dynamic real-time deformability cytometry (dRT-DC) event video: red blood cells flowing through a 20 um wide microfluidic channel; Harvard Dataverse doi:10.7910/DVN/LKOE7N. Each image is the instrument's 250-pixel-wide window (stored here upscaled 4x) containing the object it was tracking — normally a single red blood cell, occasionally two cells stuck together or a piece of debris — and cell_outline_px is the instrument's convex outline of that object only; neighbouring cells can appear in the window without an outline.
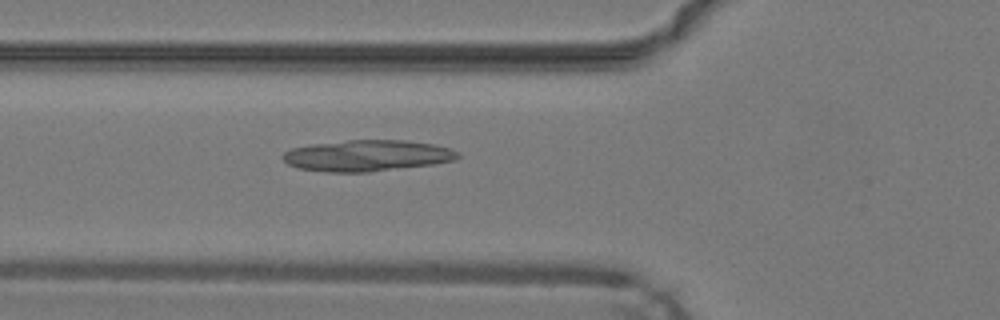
{"species": "common noctule bat (a hibernating species)", "species_latin": "Nyctalus noctula", "temperature_condition": "warm", "stored_images_in_passage": 48, "camera_frame_rate_fps": 3000, "um_per_image_px": 0.085, "animal": {"sex": "male", "body_mass_g": 19.2, "forearm_length_mm": 51.8}, "frame": {"image": 1, "passage_image": 18, "time_ms": 5.667, "image_size_px": [1000, 320], "cell_outline_px": [[460, 156], [456, 160], [432, 164], [368, 172], [328, 172], [296, 168], [288, 164], [280, 156], [284, 152], [292, 148], [312, 144], [348, 140], [404, 140], [436, 144], [460, 152]], "centroid_in_image_um": [31.2, 13.22], "position_along_channel_um": 94.6, "area_um2": 31.91}}
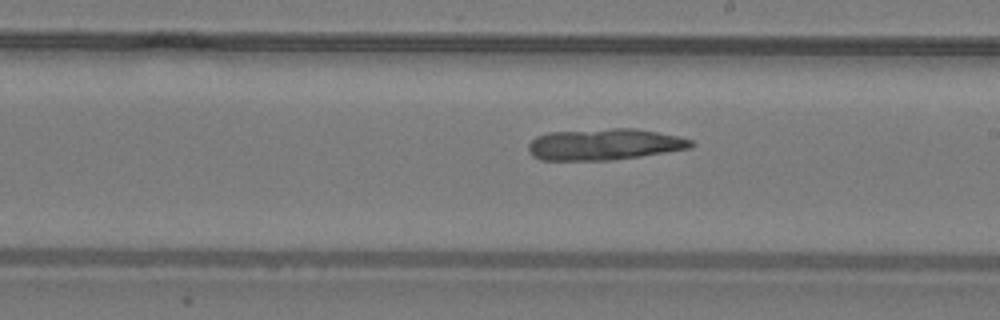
{"frame": {"image": 2, "passage_image": 28, "time_ms": 9.0, "image_size_px": [1000, 320], "cell_outline_px": [[696, 144], [692, 148], [640, 156], [612, 160], [540, 160], [532, 156], [528, 148], [528, 144], [536, 136], [548, 132], [612, 128], [636, 128], [680, 136], [692, 140]], "centroid_in_image_um": [51.39, 12.26], "position_along_channel_um": 237.6, "area_um2": 30.0}}
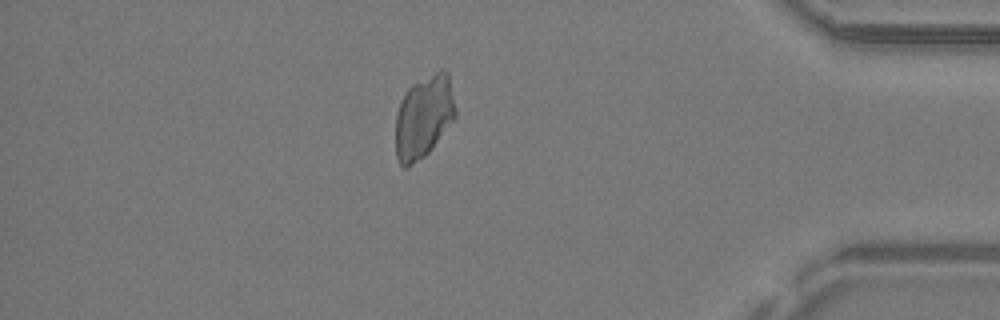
{"frame": {"image": 3, "passage_image": 42, "time_ms": 13.667, "image_size_px": [1000, 320], "cell_outline_px": [[456, 116], [432, 148], [424, 156], [408, 168], [404, 168], [400, 164], [396, 156], [396, 112], [400, 100], [404, 92], [412, 84], [440, 68], [444, 68], [448, 72], [456, 108]], "centroid_in_image_um": [36.01, 9.9], "position_along_channel_um": 399.2, "area_um2": 29.19}}